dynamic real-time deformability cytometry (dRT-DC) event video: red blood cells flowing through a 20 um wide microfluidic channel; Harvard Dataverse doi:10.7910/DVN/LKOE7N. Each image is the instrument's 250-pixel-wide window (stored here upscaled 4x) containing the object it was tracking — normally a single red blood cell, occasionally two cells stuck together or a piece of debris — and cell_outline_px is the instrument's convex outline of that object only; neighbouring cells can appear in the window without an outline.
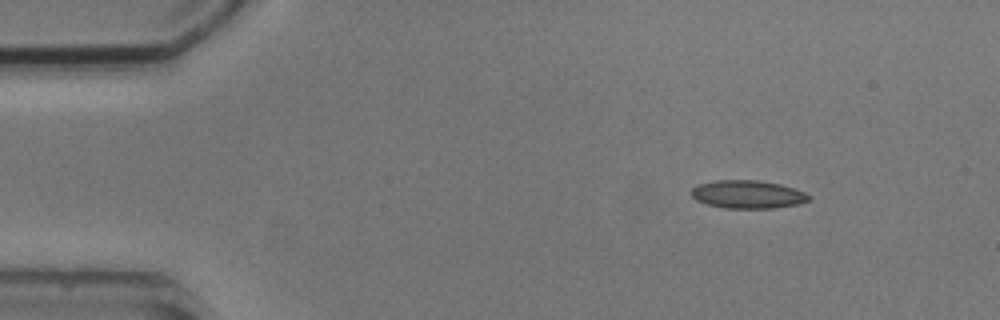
{"species": "common noctule bat (a hibernating species)", "species_latin": "Nyctalus noctula", "temperature_condition": "cold", "stored_images_in_passage": 4, "camera_frame_rate_fps": 3000, "um_per_image_px": 0.085, "animal": {"sex": "male", "body_mass_g": 20.5, "forearm_length_mm": 52.5}, "frame": {"image": 1, "passage_image": 1, "time_ms": 0.0, "image_size_px": [1000, 320], "cell_outline_px": [[812, 200], [800, 204], [776, 208], [724, 208], [708, 204], [696, 200], [692, 196], [692, 188], [700, 184], [716, 180], [760, 180], [780, 184], [804, 192], [812, 196]], "centroid_in_image_um": [63.61, 16.53], "position_along_channel_um": 21.4, "area_um2": 19.31}}
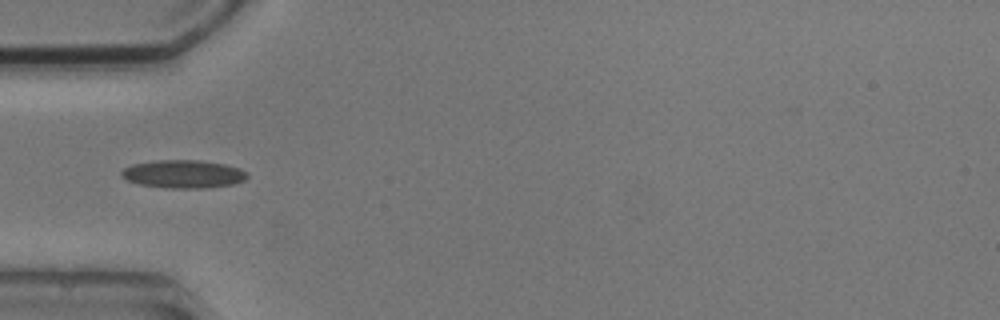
{"frame": {"image": 2, "passage_image": 4, "time_ms": 3.333, "image_size_px": [1000, 320], "cell_outline_px": [[248, 176], [244, 180], [232, 184], [204, 188], [168, 188], [140, 184], [128, 180], [120, 176], [120, 172], [124, 168], [132, 164], [160, 160], [200, 160], [224, 164], [240, 168]], "centroid_in_image_um": [15.56, 14.79], "position_along_channel_um": 69.4, "area_um2": 20.4}}